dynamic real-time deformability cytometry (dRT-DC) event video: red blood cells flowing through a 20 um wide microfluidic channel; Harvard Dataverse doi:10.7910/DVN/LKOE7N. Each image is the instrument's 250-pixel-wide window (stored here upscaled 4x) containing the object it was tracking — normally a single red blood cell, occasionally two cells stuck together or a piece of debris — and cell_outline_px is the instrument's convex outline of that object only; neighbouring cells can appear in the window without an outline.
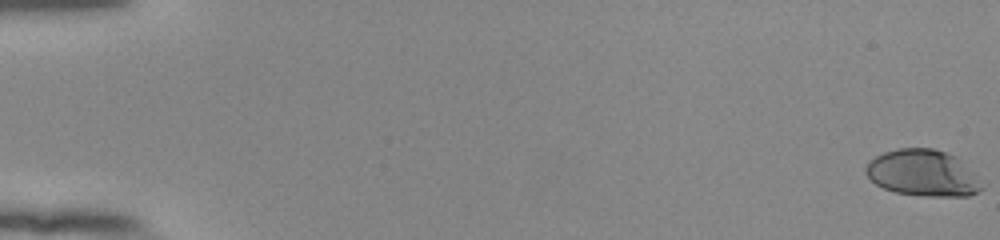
{"species": "human", "species_latin": "Homo sapiens", "temperature_condition": "room temperature", "stored_images_in_passage": 55, "camera_frame_rate_fps": 3000, "um_per_image_px": 0.085, "donor": {"sex": "female"}, "frame": {"image": 1, "passage_image": 1, "time_ms": 0.0, "image_size_px": [1000, 240], "cell_outline_px": [[984, 188], [968, 196], [924, 196], [896, 192], [884, 188], [876, 184], [864, 172], [864, 168], [868, 160], [884, 152], [896, 148], [932, 148], [956, 156]], "centroid_in_image_um": [78.36, 14.7], "position_along_channel_um": 6.6, "area_um2": 30.98}}
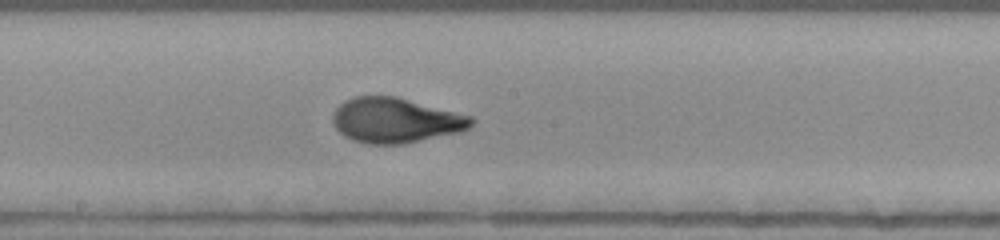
{"frame": {"image": 2, "passage_image": 32, "time_ms": 10.333, "image_size_px": [1000, 240], "cell_outline_px": [[476, 120], [468, 128], [460, 132], [404, 144], [368, 144], [352, 140], [344, 136], [336, 128], [332, 120], [332, 116], [336, 108], [344, 100], [356, 96], [396, 96], [472, 116]], "centroid_in_image_um": [33.62, 10.23], "position_along_channel_um": 214.6, "area_um2": 36.47}}
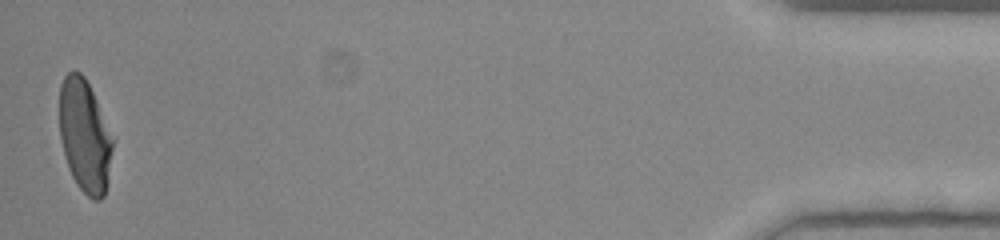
{"frame": {"image": 3, "passage_image": 55, "time_ms": 18.0, "image_size_px": [1000, 240], "cell_outline_px": [[112, 148], [104, 196], [100, 200], [92, 200], [76, 184], [68, 168], [60, 140], [60, 84], [64, 76], [68, 72], [80, 72], [84, 76], [96, 100], [112, 140]], "centroid_in_image_um": [7.16, 11.56], "position_along_channel_um": 428.0, "area_um2": 34.16}, "authors_computed_cell_mechanics": {"area_um2": 35.258, "velocity_mm_per_s": 3.8773, "shape_relaxation_time_tau1_ms": 4.1032, "shape_relaxation_time_tau2_ms": null, "deformation_change_tau1": 0.1907, "deformation_change_tau2": null}}